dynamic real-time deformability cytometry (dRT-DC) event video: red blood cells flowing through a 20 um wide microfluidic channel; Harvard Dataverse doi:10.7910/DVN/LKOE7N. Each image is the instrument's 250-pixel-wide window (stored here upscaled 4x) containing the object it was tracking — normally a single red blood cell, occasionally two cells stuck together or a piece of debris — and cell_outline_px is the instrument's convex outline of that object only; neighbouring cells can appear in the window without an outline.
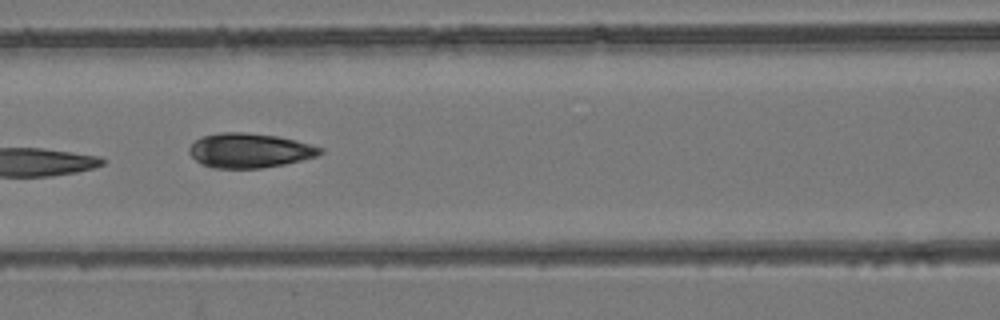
{"species": "common noctule bat (a hibernating species)", "species_latin": "Nyctalus noctula", "temperature_condition": "room temperature", "stored_images_in_passage": 15, "camera_frame_rate_fps": 3000, "um_per_image_px": 0.085, "animal": {"sex": "female", "body_mass_g": 24.6, "forearm_length_mm": 56.2}, "frame": {"image": 1, "passage_image": 7, "time_ms": 8.0, "image_size_px": [1000, 320], "cell_outline_px": [[324, 152], [316, 156], [284, 164], [260, 168], [212, 168], [200, 164], [188, 152], [188, 148], [200, 136], [220, 132], [244, 132], [276, 136], [296, 140], [312, 144], [324, 148]], "centroid_in_image_um": [21.2, 12.78], "position_along_channel_um": 145.4, "area_um2": 26.47}}
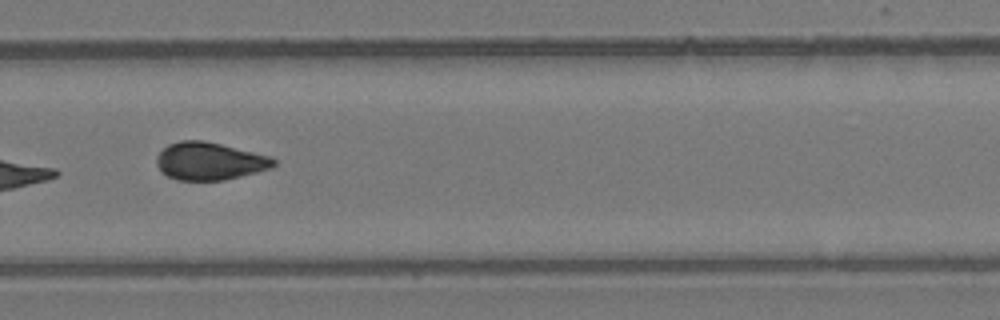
{"frame": {"image": 2, "passage_image": 11, "time_ms": 12.333, "image_size_px": [1000, 320], "cell_outline_px": [[276, 164], [272, 168], [224, 180], [176, 180], [160, 172], [156, 164], [156, 156], [168, 144], [180, 140], [204, 140], [272, 156], [276, 160]], "centroid_in_image_um": [17.81, 13.69], "position_along_channel_um": 312.0, "area_um2": 25.89}}
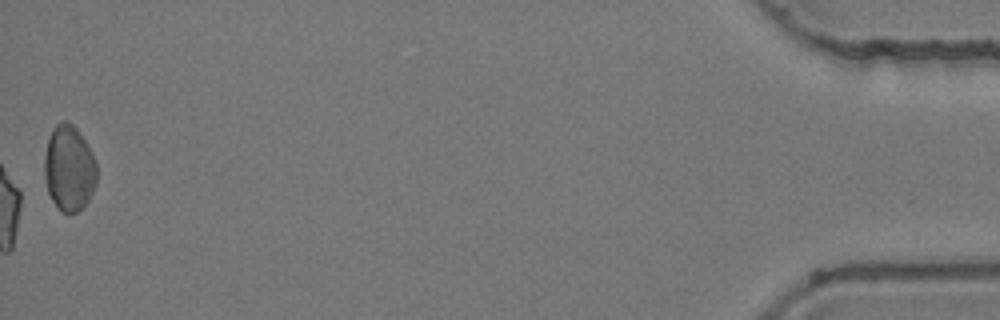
{"frame": {"image": 3, "passage_image": 15, "time_ms": 18.0, "image_size_px": [1000, 320], "cell_outline_px": [[96, 184], [88, 200], [76, 212], [64, 212], [52, 200], [48, 192], [44, 176], [44, 156], [48, 140], [52, 128], [60, 120], [68, 120], [76, 128], [84, 140], [96, 164]], "centroid_in_image_um": [5.84, 14.26], "position_along_channel_um": 429.4, "area_um2": 25.84}, "authors_computed_cell_mechanics": {"area_um2": 26.0678, "velocity_mm_per_s": 3.8414, "shape_relaxation_time_tau1_ms": null, "shape_relaxation_time_tau2_ms": 1.4732, "deformation_change_tau1": null, "deformation_change_tau2": 0.0448}}